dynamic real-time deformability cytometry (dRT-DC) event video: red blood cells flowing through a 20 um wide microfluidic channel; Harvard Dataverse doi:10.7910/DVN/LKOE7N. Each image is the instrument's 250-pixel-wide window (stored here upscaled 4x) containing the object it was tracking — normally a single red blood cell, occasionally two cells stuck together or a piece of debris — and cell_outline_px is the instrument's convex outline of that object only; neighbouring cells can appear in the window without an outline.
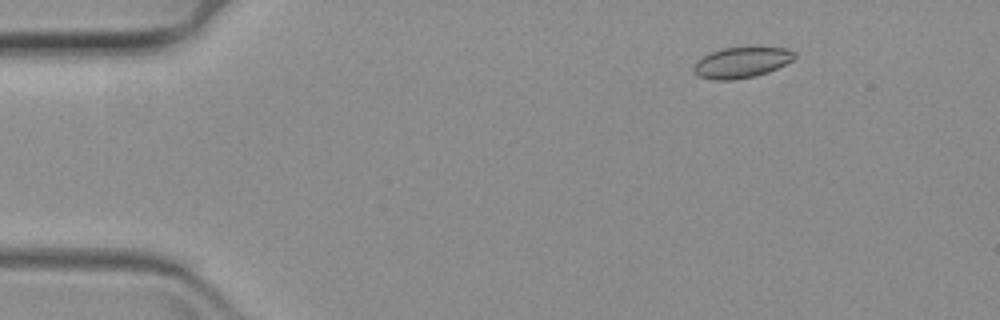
{"species": "common noctule bat (a hibernating species)", "species_latin": "Nyctalus noctula", "temperature_condition": "warm", "stored_images_in_passage": 63, "camera_frame_rate_fps": 3000, "um_per_image_px": 0.085, "animal": {"sex": "female", "body_mass_g": 19.3, "forearm_length_mm": 54.1}, "frame": {"image": 1, "passage_image": 9, "time_ms": 2.667, "image_size_px": [1000, 320], "cell_outline_px": [[796, 56], [792, 60], [768, 72], [756, 76], [732, 80], [716, 80], [700, 76], [692, 72], [692, 68], [696, 60], [708, 52], [720, 48], [788, 48], [796, 52]], "centroid_in_image_um": [62.98, 5.31], "position_along_channel_um": 22.0, "area_um2": 18.09}}
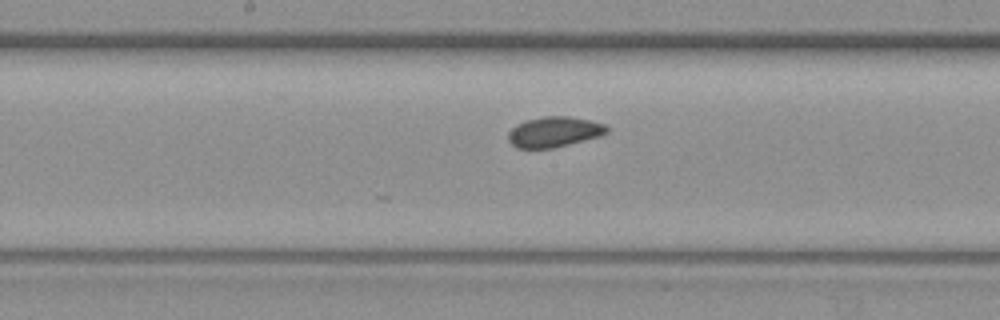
{"frame": {"image": 2, "passage_image": 33, "time_ms": 10.667, "image_size_px": [1000, 320], "cell_outline_px": [[608, 132], [600, 136], [552, 148], [516, 148], [508, 140], [508, 132], [516, 124], [524, 120], [544, 116], [568, 116], [592, 120], [604, 124], [608, 128]], "centroid_in_image_um": [47.08, 11.2], "position_along_channel_um": 201.1, "area_um2": 17.51}}
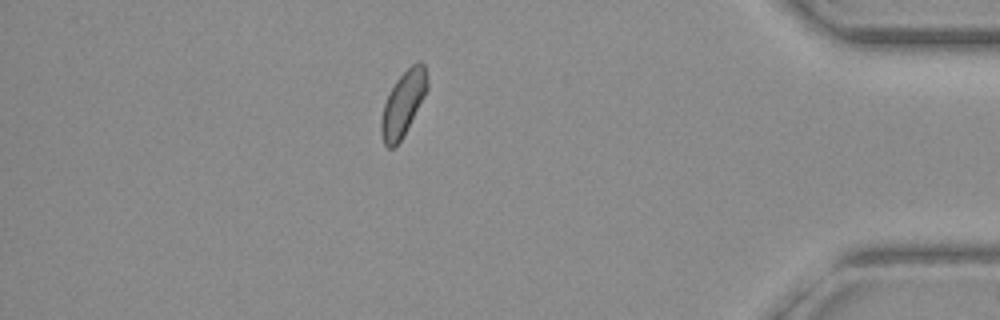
{"frame": {"image": 3, "passage_image": 55, "time_ms": 18.0, "image_size_px": [1000, 320], "cell_outline_px": [[428, 88], [424, 96], [400, 140], [392, 148], [388, 148], [384, 144], [380, 132], [380, 120], [384, 104], [396, 80], [416, 60], [420, 60], [424, 64], [428, 76]], "centroid_in_image_um": [34.27, 8.76], "position_along_channel_um": 400.9, "area_um2": 17.05}}